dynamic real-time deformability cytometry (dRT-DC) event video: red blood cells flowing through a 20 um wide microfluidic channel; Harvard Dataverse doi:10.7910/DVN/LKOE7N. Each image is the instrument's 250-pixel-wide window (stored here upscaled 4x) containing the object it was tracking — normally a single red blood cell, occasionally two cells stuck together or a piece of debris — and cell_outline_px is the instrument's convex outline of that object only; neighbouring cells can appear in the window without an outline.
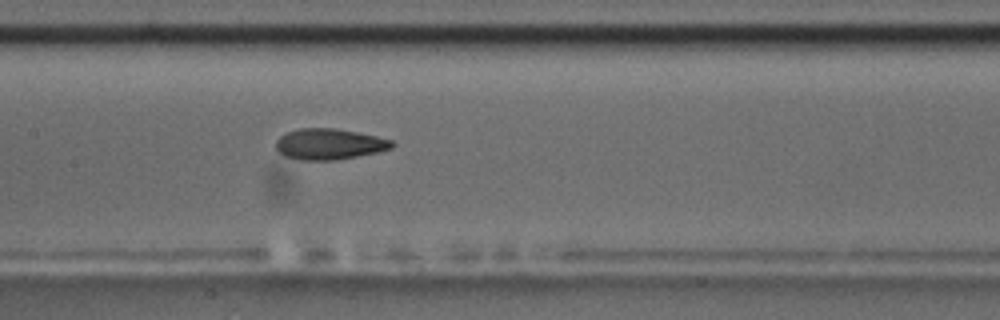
{"species": "common noctule bat (a hibernating species)", "species_latin": "Nyctalus noctula", "temperature_condition": "room temperature", "stored_images_in_passage": 9, "camera_frame_rate_fps": 3000, "um_per_image_px": 0.085, "animal": {"sex": "male", "body_mass_g": 17.5, "forearm_length_mm": 52.3}, "frame": {"image": 1, "passage_image": 9, "time_ms": 9.0, "image_size_px": [1000, 320], "cell_outline_px": [[396, 144], [392, 148], [376, 152], [336, 160], [300, 160], [284, 156], [276, 148], [276, 140], [280, 136], [288, 132], [300, 128], [336, 128], [376, 136], [392, 140]], "centroid_in_image_um": [27.98, 12.25], "position_along_channel_um": 179.4, "area_um2": 20.81}}